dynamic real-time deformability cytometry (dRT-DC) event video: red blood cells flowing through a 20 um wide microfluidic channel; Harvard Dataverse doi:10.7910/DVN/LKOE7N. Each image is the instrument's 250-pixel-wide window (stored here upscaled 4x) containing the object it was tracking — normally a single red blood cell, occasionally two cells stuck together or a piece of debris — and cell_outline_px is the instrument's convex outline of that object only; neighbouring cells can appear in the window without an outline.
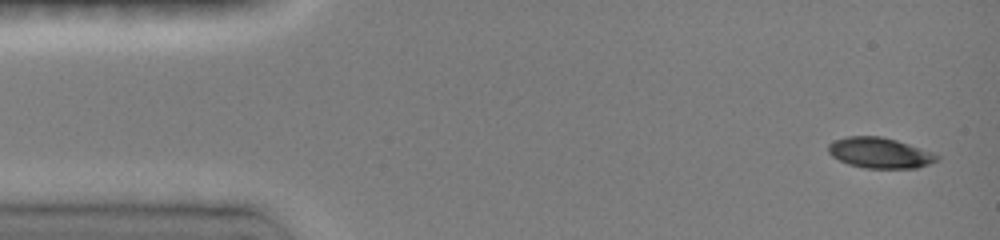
{"species": "common noctule bat (a hibernating species)", "species_latin": "Nyctalus noctula", "temperature_condition": "room temperature", "stored_images_in_passage": 25, "camera_frame_rate_fps": 3000, "um_per_image_px": 0.085, "animal": {"sex": "female", "body_mass_g": 19.0, "forearm_length_mm": 51.5}, "frame": {"image": 1, "passage_image": 1, "time_ms": 0.0, "image_size_px": [1000, 240], "cell_outline_px": [[940, 160], [916, 168], [864, 168], [848, 164], [832, 156], [828, 152], [828, 144], [836, 140], [848, 136], [880, 136], [896, 140], [932, 152], [940, 156]], "centroid_in_image_um": [74.79, 13.0], "position_along_channel_um": 10.2, "area_um2": 19.25}}
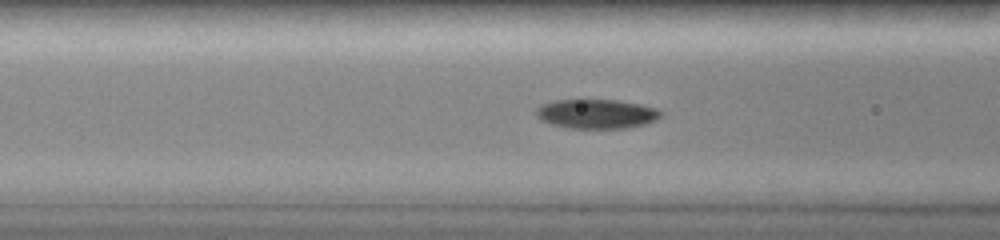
{"frame": {"image": 2, "passage_image": 12, "time_ms": 5.333, "image_size_px": [1000, 240], "cell_outline_px": [[664, 116], [656, 120], [644, 124], [628, 128], [568, 128], [552, 124], [540, 120], [536, 116], [536, 108], [540, 104], [556, 100], [616, 100], [640, 104], [656, 108], [664, 112]], "centroid_in_image_um": [50.72, 9.68], "position_along_channel_um": 115.9, "area_um2": 21.5}}
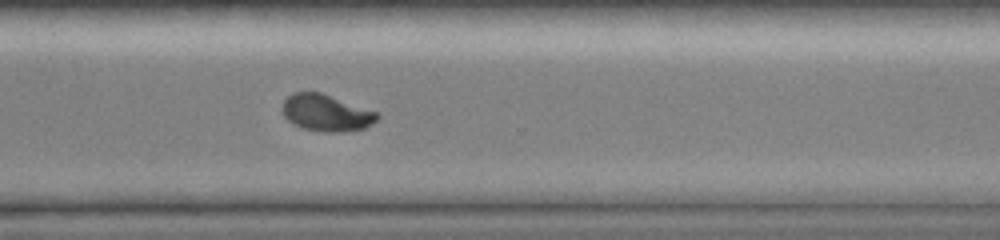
{"frame": {"image": 3, "passage_image": 25, "time_ms": 11.0, "image_size_px": [1000, 240], "cell_outline_px": [[380, 116], [372, 124], [364, 128], [340, 132], [324, 132], [304, 128], [292, 124], [284, 116], [284, 100], [292, 92], [320, 92], [376, 112]], "centroid_in_image_um": [27.72, 9.6], "position_along_channel_um": 342.9, "area_um2": 19.94}}